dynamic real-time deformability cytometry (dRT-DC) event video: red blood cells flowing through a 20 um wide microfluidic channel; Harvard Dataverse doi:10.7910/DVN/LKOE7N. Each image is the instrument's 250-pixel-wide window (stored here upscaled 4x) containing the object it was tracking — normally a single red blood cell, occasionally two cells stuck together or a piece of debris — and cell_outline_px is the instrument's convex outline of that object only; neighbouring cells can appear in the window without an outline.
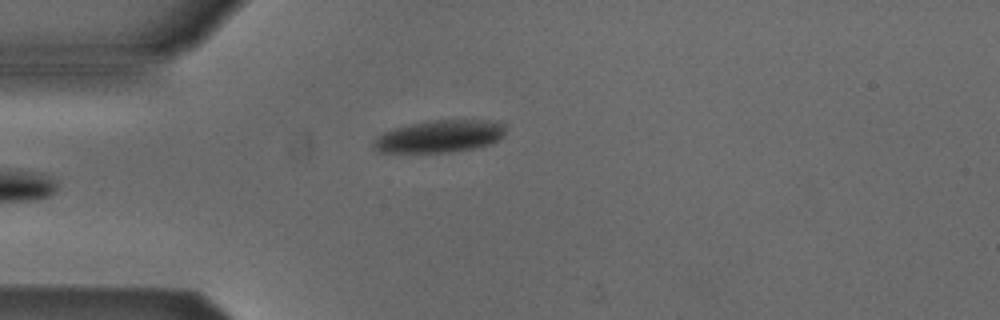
{"species": "Egyptian fruit bat (a non-hibernating species)", "species_latin": "Rousettus aegyptiacus", "temperature_condition": "cold", "stored_images_in_passage": 5, "camera_frame_rate_fps": 3000, "um_per_image_px": 0.085, "animal": {"sex": "male"}, "frame": {"image": 1, "passage_image": 5, "time_ms": 4.667, "image_size_px": [1000, 320], "cell_outline_px": [[504, 136], [488, 144], [472, 148], [452, 152], [376, 152], [372, 148], [372, 140], [376, 136], [384, 132], [396, 128], [428, 120], [496, 120], [504, 124]], "centroid_in_image_um": [37.33, 11.58], "position_along_channel_um": 47.7, "area_um2": 24.85}}